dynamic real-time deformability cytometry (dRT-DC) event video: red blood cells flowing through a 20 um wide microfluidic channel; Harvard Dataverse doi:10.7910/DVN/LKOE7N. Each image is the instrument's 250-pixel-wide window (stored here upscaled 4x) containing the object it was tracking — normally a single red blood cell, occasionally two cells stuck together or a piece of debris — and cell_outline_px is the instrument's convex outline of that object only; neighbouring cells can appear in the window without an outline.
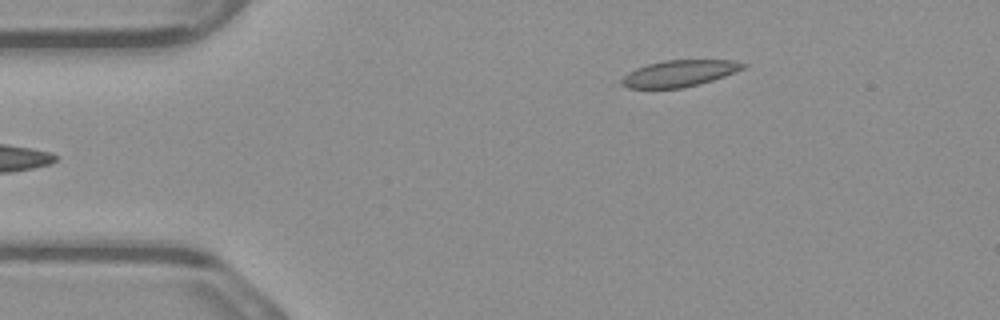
{"species": "common noctule bat (a hibernating species)", "species_latin": "Nyctalus noctula", "temperature_condition": "warm", "stored_images_in_passage": 5, "camera_frame_rate_fps": 3000, "um_per_image_px": 0.085, "animal": {"sex": "male", "body_mass_g": 23.1, "forearm_length_mm": 52.7}, "frame": {"image": 1, "passage_image": 5, "time_ms": 1.333, "image_size_px": [1000, 320], "cell_outline_px": [[748, 64], [744, 68], [724, 76], [700, 84], [684, 88], [628, 88], [620, 84], [620, 80], [628, 72], [636, 68], [648, 64], [664, 60], [732, 60]], "centroid_in_image_um": [57.72, 6.24], "position_along_channel_um": 27.3, "area_um2": 18.73}}